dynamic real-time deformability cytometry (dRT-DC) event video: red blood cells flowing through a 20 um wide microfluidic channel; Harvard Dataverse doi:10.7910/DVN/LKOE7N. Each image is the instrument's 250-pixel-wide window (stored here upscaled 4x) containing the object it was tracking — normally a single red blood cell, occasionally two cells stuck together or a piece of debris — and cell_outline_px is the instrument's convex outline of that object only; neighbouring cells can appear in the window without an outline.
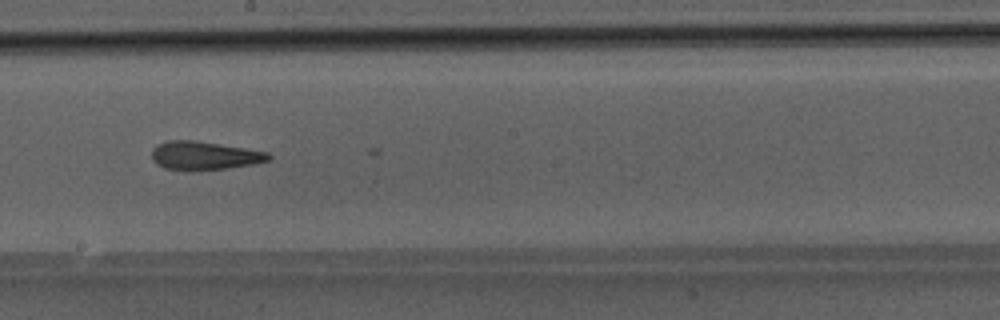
{"species": "Egyptian fruit bat (a non-hibernating species)", "species_latin": "Rousettus aegyptiacus", "temperature_condition": "room temperature", "stored_images_in_passage": 24, "camera_frame_rate_fps": 3000, "um_per_image_px": 0.085, "animal": {"sex": "male"}, "frame": {"image": 1, "passage_image": 23, "time_ms": 7.333, "image_size_px": [1000, 320], "cell_outline_px": [[272, 160], [256, 164], [228, 168], [192, 172], [184, 172], [164, 168], [156, 164], [152, 160], [152, 148], [156, 144], [168, 140], [196, 140], [268, 152], [272, 156]], "centroid_in_image_um": [17.35, 13.25], "position_along_channel_um": 230.9, "area_um2": 20.06}}